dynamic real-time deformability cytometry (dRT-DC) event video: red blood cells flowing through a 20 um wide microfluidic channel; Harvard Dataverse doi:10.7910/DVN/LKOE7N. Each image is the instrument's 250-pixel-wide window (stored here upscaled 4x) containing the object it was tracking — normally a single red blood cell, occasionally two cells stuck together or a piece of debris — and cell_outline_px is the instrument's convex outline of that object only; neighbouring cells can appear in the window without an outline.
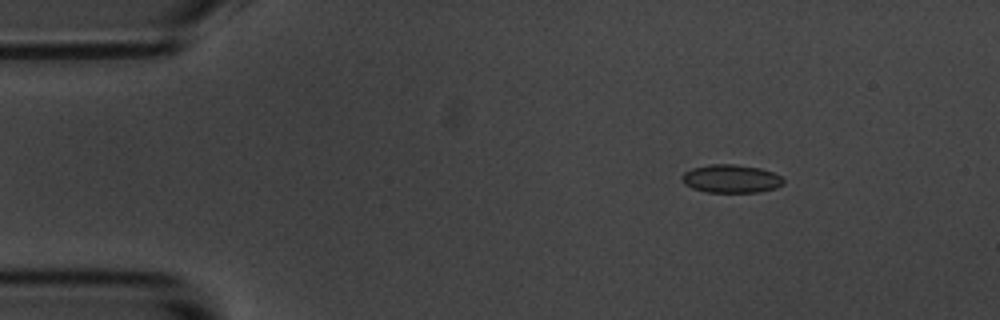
{"species": "common noctule bat (a hibernating species)", "species_latin": "Nyctalus noctula", "temperature_condition": "room temperature", "stored_images_in_passage": 5, "camera_frame_rate_fps": 3000, "um_per_image_px": 0.085, "animal": {"sex": "male", "body_mass_g": 20.1, "forearm_length_mm": 53.5}, "frame": {"image": 1, "passage_image": 3, "time_ms": 2.333, "image_size_px": [1000, 320], "cell_outline_px": [[784, 184], [776, 188], [760, 192], [704, 192], [692, 188], [684, 184], [680, 180], [680, 176], [684, 172], [692, 168], [708, 164], [736, 164], [760, 168], [772, 172], [780, 176], [784, 180]], "centroid_in_image_um": [62.11, 15.19], "position_along_channel_um": 22.9, "area_um2": 16.94}}